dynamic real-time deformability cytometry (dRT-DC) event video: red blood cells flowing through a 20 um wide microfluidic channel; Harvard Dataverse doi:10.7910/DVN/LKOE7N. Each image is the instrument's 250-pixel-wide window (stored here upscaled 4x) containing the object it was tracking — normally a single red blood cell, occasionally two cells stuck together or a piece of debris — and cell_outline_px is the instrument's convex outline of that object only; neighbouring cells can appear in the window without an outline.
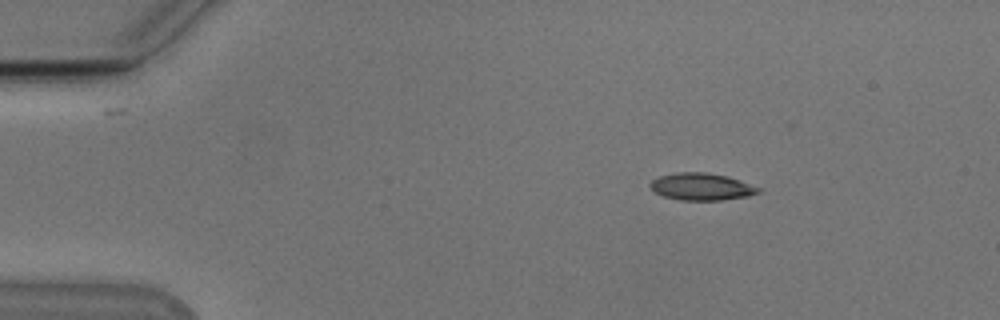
{"species": "Egyptian fruit bat (a non-hibernating species)", "species_latin": "Rousettus aegyptiacus", "temperature_condition": "cold", "stored_images_in_passage": 46, "camera_frame_rate_fps": 3000, "um_per_image_px": 0.085, "animal": {"sex": "male"}, "frame": {"image": 1, "passage_image": 1, "time_ms": 0.0, "image_size_px": [1000, 320], "cell_outline_px": [[764, 188], [760, 192], [748, 196], [720, 200], [680, 200], [664, 196], [656, 192], [648, 184], [652, 180], [660, 176], [676, 172], [704, 172], [728, 176]], "centroid_in_image_um": [59.68, 15.86], "position_along_channel_um": 25.3, "area_um2": 17.17}}
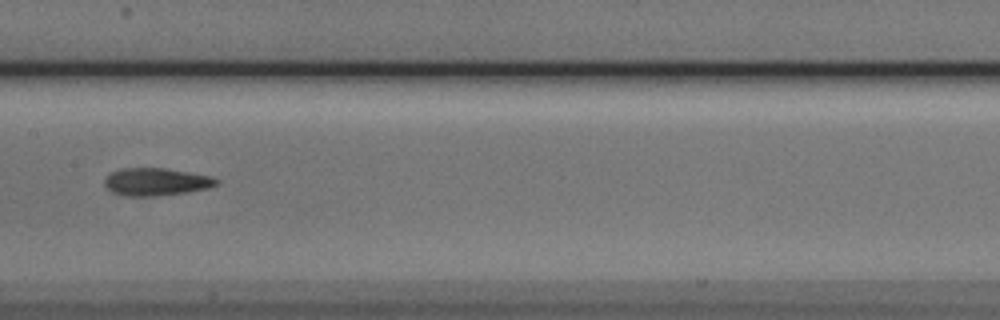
{"frame": {"image": 2, "passage_image": 20, "time_ms": 6.333, "image_size_px": [1000, 320], "cell_outline_px": [[220, 180], [216, 184], [208, 188], [188, 192], [156, 196], [124, 196], [112, 192], [104, 184], [104, 180], [112, 172], [120, 168], [164, 168], [188, 172], [208, 176]], "centroid_in_image_um": [13.24, 15.46], "position_along_channel_um": 194.2, "area_um2": 17.86}}
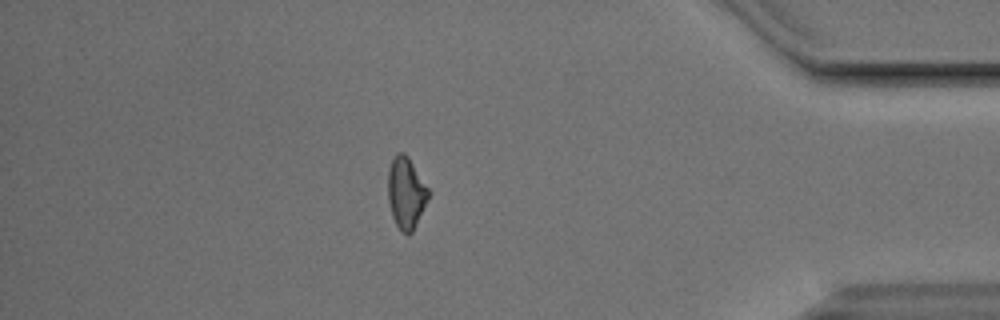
{"frame": {"image": 3, "passage_image": 39, "time_ms": 12.667, "image_size_px": [1000, 320], "cell_outline_px": [[432, 192], [412, 232], [408, 236], [400, 232], [392, 216], [388, 200], [388, 168], [396, 152], [404, 152], [408, 156]], "centroid_in_image_um": [34.53, 16.39], "position_along_channel_um": 400.7, "area_um2": 17.22}, "authors_computed_cell_mechanics": {"area_um2": 17.4845, "velocity_mm_per_s": 3.8489, "shape_relaxation_time_tau1_ms": 5.1108, "shape_relaxation_time_tau2_ms": 2.8987, "deformation_change_tau1": 0.1558, "deformation_change_tau2": 0.1116}}